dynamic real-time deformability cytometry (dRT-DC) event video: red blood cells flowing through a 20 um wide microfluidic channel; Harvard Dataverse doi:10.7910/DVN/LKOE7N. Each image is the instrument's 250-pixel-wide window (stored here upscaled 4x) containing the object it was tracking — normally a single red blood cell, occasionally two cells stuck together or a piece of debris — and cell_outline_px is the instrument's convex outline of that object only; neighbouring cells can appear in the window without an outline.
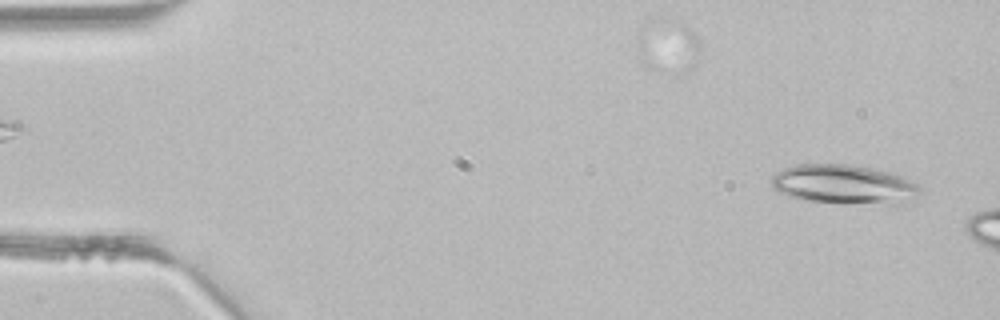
{"species": "common noctule bat (a hibernating species)", "species_latin": "Nyctalus noctula", "temperature_condition": "room temperature", "stored_images_in_passage": 9, "camera_frame_rate_fps": 3000, "um_per_image_px": 0.085, "animal": {"sex": "male", "body_mass_g": 21.5, "forearm_length_mm": 52.0}, "frame": {"image": 1, "passage_image": 2, "time_ms": 0.333, "image_size_px": [1000, 320], "cell_outline_px": [[920, 192], [912, 200], [904, 204], [888, 204], [812, 200], [792, 196], [780, 192], [772, 188], [772, 176], [776, 172], [784, 168], [796, 164], [848, 164], [888, 172], [904, 176], [916, 184], [920, 188]], "centroid_in_image_um": [71.77, 15.65], "position_along_channel_um": 13.2, "area_um2": 33.41}}